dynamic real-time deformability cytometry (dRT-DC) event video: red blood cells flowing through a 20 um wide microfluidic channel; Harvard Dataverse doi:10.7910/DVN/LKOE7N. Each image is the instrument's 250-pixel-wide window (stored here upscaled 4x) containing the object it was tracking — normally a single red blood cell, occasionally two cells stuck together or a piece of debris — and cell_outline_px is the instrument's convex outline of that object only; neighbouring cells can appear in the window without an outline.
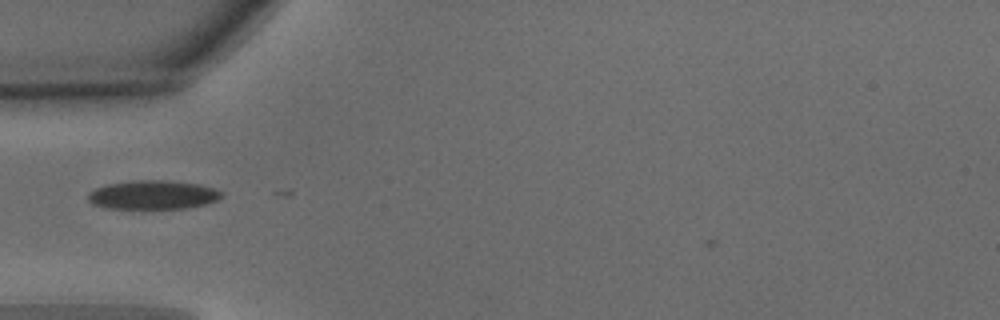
{"species": "common noctule bat (a hibernating species)", "species_latin": "Nyctalus noctula", "temperature_condition": "warm", "stored_images_in_passage": 21, "camera_frame_rate_fps": 3000, "um_per_image_px": 0.085, "animal": {"sex": "male", "body_mass_g": 15.6}, "frame": {"image": 1, "passage_image": 1, "time_ms": 0.0, "image_size_px": [1000, 320], "cell_outline_px": [[224, 196], [208, 204], [184, 208], [104, 208], [92, 204], [88, 200], [88, 192], [96, 188], [108, 184], [136, 180], [164, 180], [200, 184], [216, 188], [224, 192]], "centroid_in_image_um": [13.04, 16.56], "position_along_channel_um": 72.0, "area_um2": 22.6}}
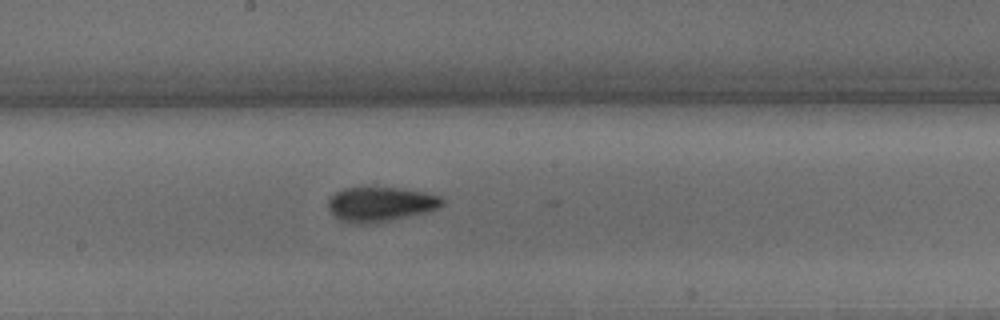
{"frame": {"image": 2, "passage_image": 12, "time_ms": 3.667, "image_size_px": [1000, 320], "cell_outline_px": [[444, 204], [436, 208], [424, 212], [376, 224], [356, 224], [340, 220], [332, 216], [328, 208], [328, 200], [336, 192], [344, 188], [400, 188], [424, 192], [440, 196], [444, 200]], "centroid_in_image_um": [32.3, 17.37], "position_along_channel_um": 215.9, "area_um2": 23.0}}
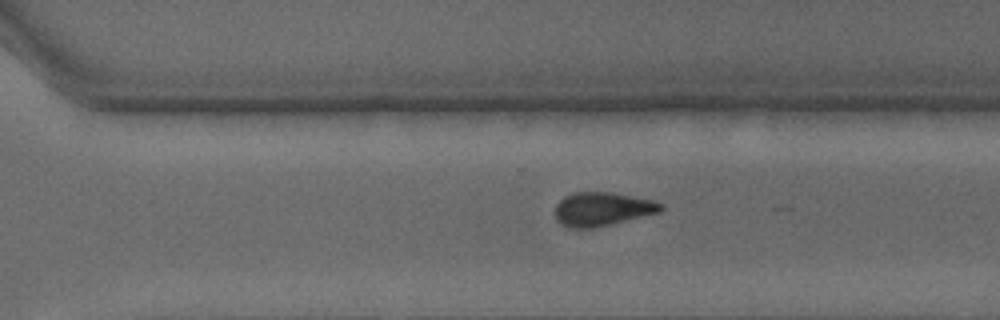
{"frame": {"image": 3, "passage_image": 20, "time_ms": 6.333, "image_size_px": [1000, 320], "cell_outline_px": [[664, 208], [660, 212], [592, 228], [568, 228], [560, 224], [556, 220], [556, 204], [564, 196], [572, 192], [612, 192], [652, 200], [664, 204]], "centroid_in_image_um": [51.17, 17.76], "position_along_channel_um": 319.4, "area_um2": 20.75}}